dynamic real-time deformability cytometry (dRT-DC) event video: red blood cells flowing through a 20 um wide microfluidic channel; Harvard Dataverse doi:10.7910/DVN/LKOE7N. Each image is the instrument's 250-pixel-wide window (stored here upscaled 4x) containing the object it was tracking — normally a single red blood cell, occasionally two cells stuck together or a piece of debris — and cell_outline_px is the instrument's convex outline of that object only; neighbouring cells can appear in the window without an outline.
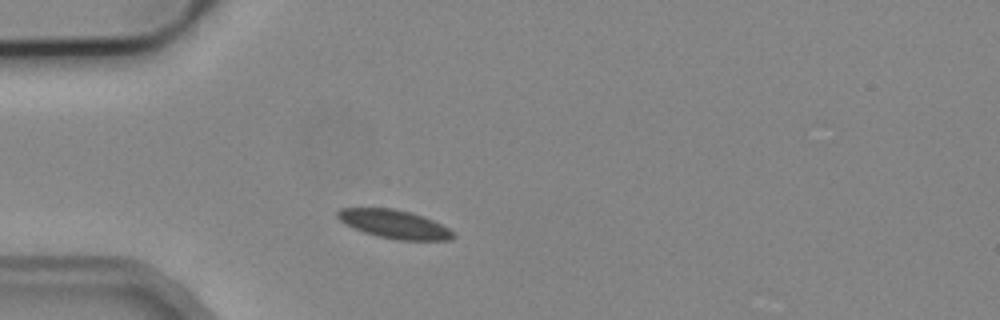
{"species": "common noctule bat (a hibernating species)", "species_latin": "Nyctalus noctula", "temperature_condition": "cold", "stored_images_in_passage": 2, "camera_frame_rate_fps": 3000, "um_per_image_px": 0.085, "animal": {"sex": "male", "body_mass_g": 19.2, "forearm_length_mm": 51.8}, "frame": {"image": 1, "passage_image": 2, "time_ms": 1.0, "image_size_px": [1000, 320], "cell_outline_px": [[456, 236], [448, 240], [396, 240], [376, 236], [364, 232], [344, 224], [336, 216], [336, 212], [340, 208], [392, 208], [408, 212], [432, 220], [448, 228]], "centroid_in_image_um": [33.46, 19.06], "position_along_channel_um": 51.5, "area_um2": 19.02}}